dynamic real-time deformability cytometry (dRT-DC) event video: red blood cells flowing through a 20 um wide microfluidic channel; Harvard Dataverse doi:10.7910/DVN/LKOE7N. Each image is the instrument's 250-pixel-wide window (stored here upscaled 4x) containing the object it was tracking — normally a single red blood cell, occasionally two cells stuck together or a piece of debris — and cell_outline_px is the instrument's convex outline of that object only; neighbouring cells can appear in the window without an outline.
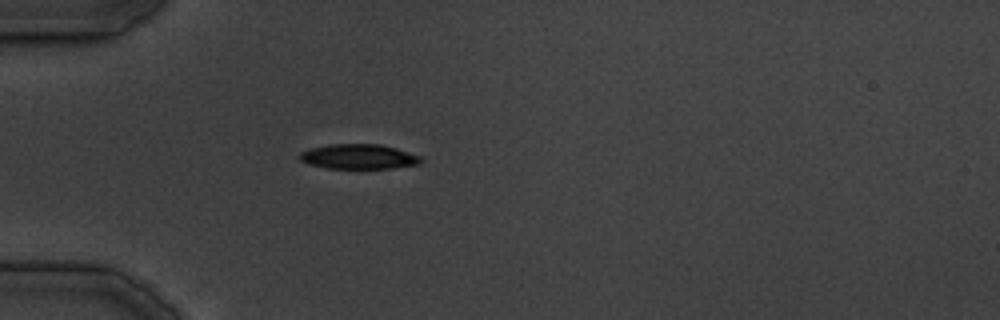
{"species": "common noctule bat (a hibernating species)", "species_latin": "Nyctalus noctula", "temperature_condition": "cold", "stored_images_in_passage": 28, "camera_frame_rate_fps": 3000, "um_per_image_px": 0.085, "animal": {"sex": "male", "body_mass_g": 19.5, "forearm_length_mm": 54.6}, "frame": {"image": 1, "passage_image": 5, "time_ms": 6.333, "image_size_px": [1000, 320], "cell_outline_px": [[424, 160], [420, 164], [392, 168], [324, 168], [308, 164], [300, 160], [296, 156], [300, 152], [308, 148], [328, 144], [380, 144], [396, 148], [424, 156]], "centroid_in_image_um": [30.49, 13.31], "position_along_channel_um": 54.5, "area_um2": 17.98}}
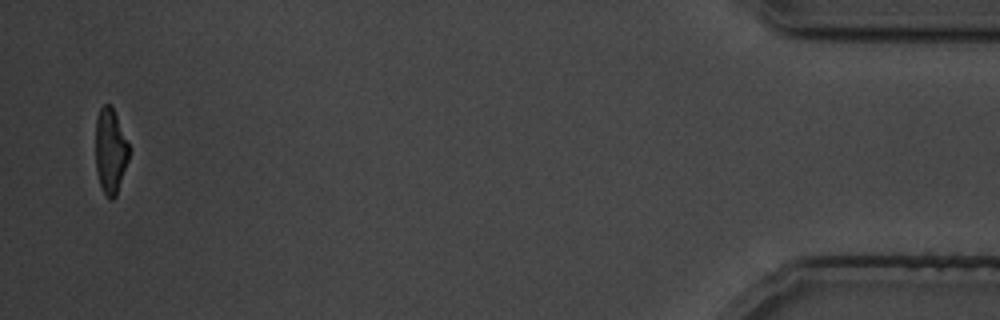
{"frame": {"image": 2, "passage_image": 28, "time_ms": 37.667, "image_size_px": [1000, 320], "cell_outline_px": [[128, 160], [116, 196], [112, 200], [108, 200], [100, 184], [96, 172], [96, 116], [100, 108], [104, 104], [112, 104], [128, 144]], "centroid_in_image_um": [9.37, 12.82], "position_along_channel_um": 425.8, "area_um2": 16.53}}